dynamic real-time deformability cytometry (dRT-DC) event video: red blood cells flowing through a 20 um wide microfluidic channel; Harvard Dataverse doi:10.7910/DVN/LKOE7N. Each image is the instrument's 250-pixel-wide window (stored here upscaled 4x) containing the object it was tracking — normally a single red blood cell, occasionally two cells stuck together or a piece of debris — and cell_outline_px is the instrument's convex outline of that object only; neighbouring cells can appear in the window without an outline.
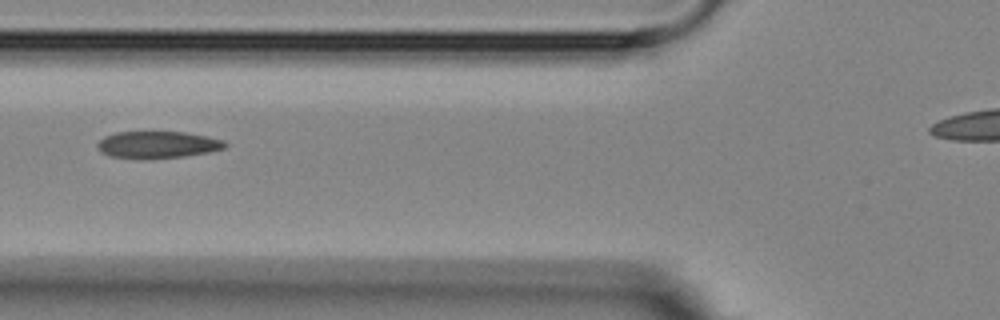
{"species": "Egyptian fruit bat (a non-hibernating species)", "species_latin": "Rousettus aegyptiacus", "temperature_condition": "room temperature", "stored_images_in_passage": 7, "camera_frame_rate_fps": 3000, "um_per_image_px": 0.085, "animal": {"sex": "female"}, "frame": {"image": 1, "passage_image": 5, "time_ms": 8.0, "image_size_px": [1000, 320], "cell_outline_px": [[228, 144], [224, 148], [208, 152], [184, 156], [148, 160], [136, 160], [108, 156], [100, 152], [96, 148], [96, 144], [104, 136], [116, 132], [184, 132], [208, 136], [224, 140]], "centroid_in_image_um": [13.33, 12.32], "position_along_channel_um": 112.5, "area_um2": 20.58}}
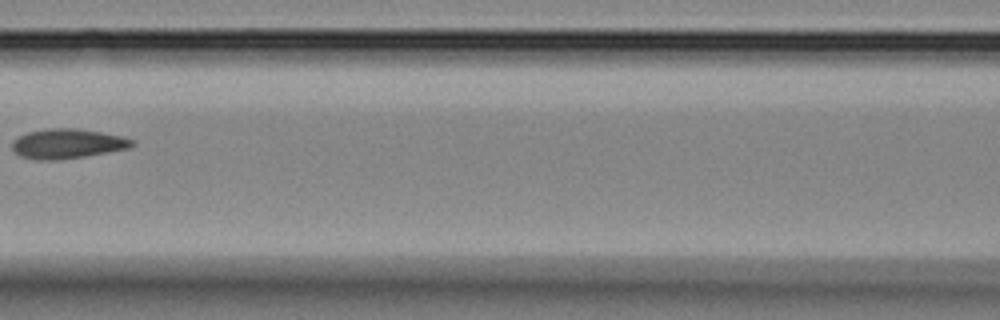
{"frame": {"image": 2, "passage_image": 6, "time_ms": 9.333, "image_size_px": [1000, 320], "cell_outline_px": [[136, 144], [128, 148], [108, 152], [84, 156], [56, 160], [36, 160], [20, 156], [12, 148], [12, 140], [28, 132], [48, 128], [76, 128], [124, 136], [136, 140]], "centroid_in_image_um": [5.75, 12.21], "position_along_channel_um": 160.8, "area_um2": 20.81}}
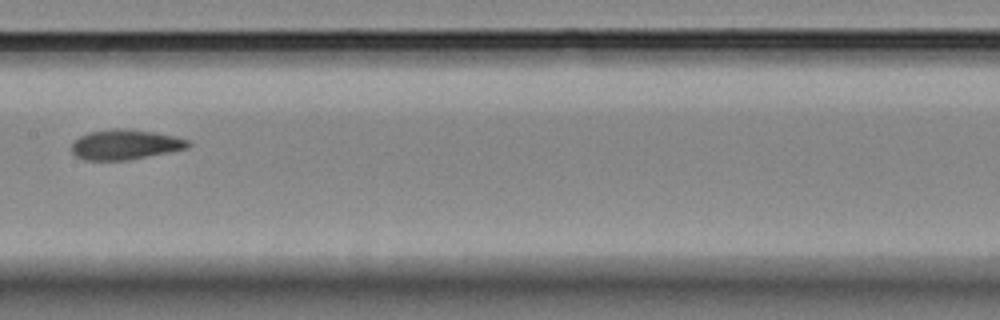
{"frame": {"image": 3, "passage_image": 7, "time_ms": 10.333, "image_size_px": [1000, 320], "cell_outline_px": [[192, 144], [188, 148], [128, 160], [84, 160], [76, 156], [72, 152], [72, 140], [88, 132], [112, 128], [120, 128], [152, 132], [172, 136], [188, 140]], "centroid_in_image_um": [10.59, 12.29], "position_along_channel_um": 196.8, "area_um2": 20.29}}